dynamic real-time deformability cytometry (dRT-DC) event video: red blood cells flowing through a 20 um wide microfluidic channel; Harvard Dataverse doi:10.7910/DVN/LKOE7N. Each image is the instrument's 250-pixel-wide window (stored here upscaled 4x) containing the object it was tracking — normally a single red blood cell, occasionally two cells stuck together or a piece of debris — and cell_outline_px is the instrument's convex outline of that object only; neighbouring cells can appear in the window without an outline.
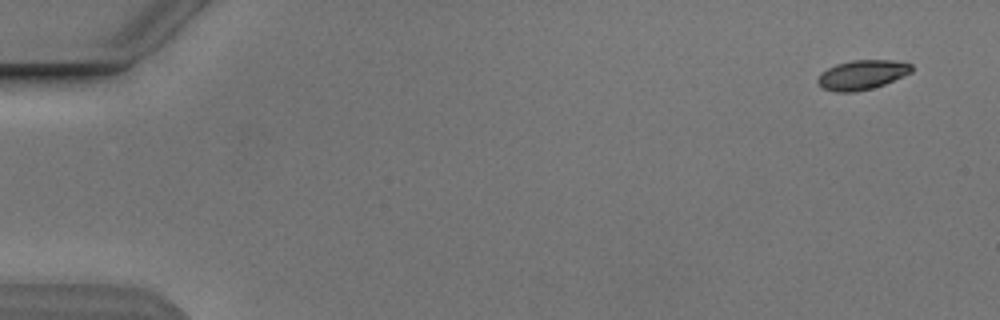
{"species": "Egyptian fruit bat (a non-hibernating species)", "species_latin": "Rousettus aegyptiacus", "temperature_condition": "cold", "stored_images_in_passage": 4, "camera_frame_rate_fps": 3000, "um_per_image_px": 0.085, "animal": {"sex": "male"}, "frame": {"image": 1, "passage_image": 1, "time_ms": 0.0, "image_size_px": [1000, 320], "cell_outline_px": [[912, 72], [884, 84], [872, 88], [852, 92], [836, 92], [824, 88], [816, 80], [820, 72], [836, 64], [852, 60], [892, 60], [912, 64]], "centroid_in_image_um": [73.26, 6.35], "position_along_channel_um": 11.7, "area_um2": 16.01}}
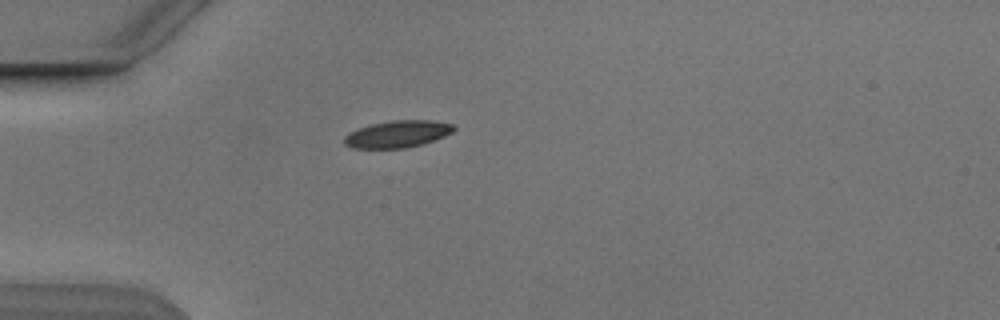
{"frame": {"image": 2, "passage_image": 4, "time_ms": 4.333, "image_size_px": [1000, 320], "cell_outline_px": [[456, 128], [452, 132], [444, 136], [424, 144], [404, 148], [352, 148], [344, 144], [344, 136], [348, 132], [372, 124], [392, 120], [428, 120], [452, 124]], "centroid_in_image_um": [33.77, 11.4], "position_along_channel_um": 51.2, "area_um2": 17.17}}